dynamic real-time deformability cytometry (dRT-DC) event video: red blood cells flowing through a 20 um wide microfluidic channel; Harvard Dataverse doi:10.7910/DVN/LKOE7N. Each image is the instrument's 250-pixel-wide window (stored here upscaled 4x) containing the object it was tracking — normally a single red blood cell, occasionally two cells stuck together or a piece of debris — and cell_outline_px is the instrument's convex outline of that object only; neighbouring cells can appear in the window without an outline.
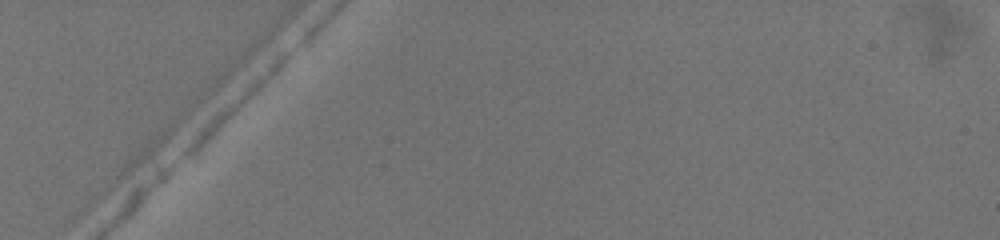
{"species": "common noctule bat (a hibernating species)", "species_latin": "Nyctalus noctula", "temperature_condition": "warm", "stored_images_in_passage": 1, "camera_frame_rate_fps": 3000, "um_per_image_px": 0.085, "animal": {"sex": "female", "body_mass_g": 19.5, "forearm_length_mm": 54.1}, "frame": {"image": 1, "passage_image": 1, "time_ms": 0.0, "image_size_px": [1000, 240], "cell_outline_px": [[292, 52], [284, 64], [260, 88], [184, 156], [180, 156], [184, 148], [196, 132], [220, 108], [280, 52], [292, 48]], "centroid_in_image_um": [20.28, 8.42], "position_along_channel_um": 64.7, "area_um2": 11.68}}